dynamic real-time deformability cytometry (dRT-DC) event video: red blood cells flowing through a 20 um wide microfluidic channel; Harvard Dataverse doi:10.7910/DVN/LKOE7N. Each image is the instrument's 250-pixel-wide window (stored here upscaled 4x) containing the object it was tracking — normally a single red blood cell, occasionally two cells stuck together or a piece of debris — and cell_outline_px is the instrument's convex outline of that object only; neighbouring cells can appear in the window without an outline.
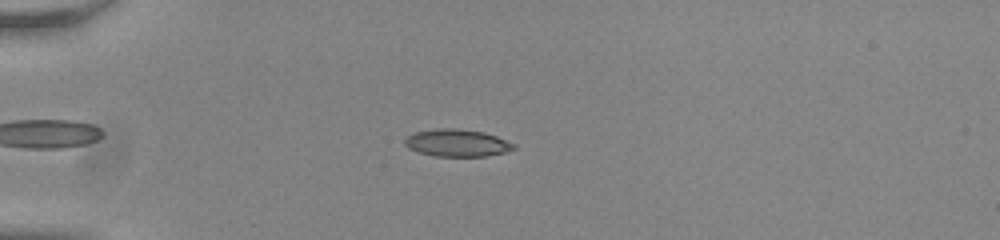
{"species": "common noctule bat (a hibernating species)", "species_latin": "Nyctalus noctula", "temperature_condition": "room temperature", "stored_images_in_passage": 55, "camera_frame_rate_fps": 3000, "um_per_image_px": 0.085, "animal": {"sex": "male", "body_mass_g": 20.0, "forearm_length_mm": 53.3}, "frame": {"image": 1, "passage_image": 16, "time_ms": 5.0, "image_size_px": [1000, 240], "cell_outline_px": [[516, 148], [504, 152], [488, 156], [436, 156], [416, 152], [408, 148], [404, 144], [404, 140], [408, 136], [416, 132], [440, 128], [456, 128], [484, 132], [496, 136], [516, 144]], "centroid_in_image_um": [38.85, 12.15], "position_along_channel_um": 46.1, "area_um2": 17.34}}
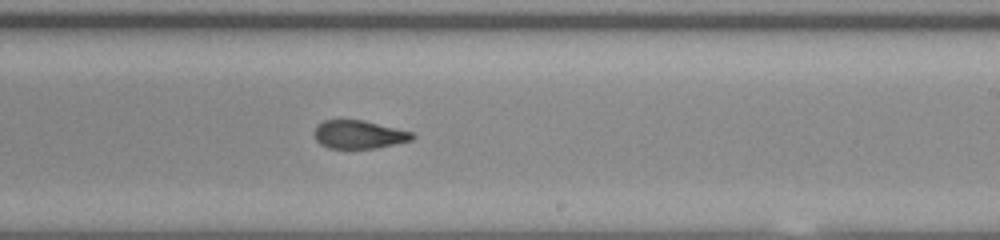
{"frame": {"image": 2, "passage_image": 35, "time_ms": 11.333, "image_size_px": [1000, 240], "cell_outline_px": [[416, 136], [412, 140], [376, 148], [328, 148], [320, 144], [316, 140], [316, 124], [324, 120], [364, 120], [412, 132]], "centroid_in_image_um": [30.51, 11.43], "position_along_channel_um": 258.5, "area_um2": 16.01}}
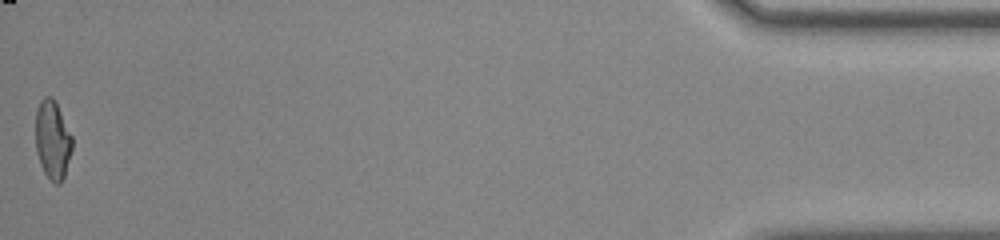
{"frame": {"image": 3, "passage_image": 55, "time_ms": 18.0, "image_size_px": [1000, 240], "cell_outline_px": [[72, 148], [64, 176], [60, 184], [56, 184], [44, 172], [40, 164], [36, 152], [36, 112], [40, 100], [44, 96], [52, 96], [72, 136]], "centroid_in_image_um": [4.45, 11.88], "position_along_channel_um": 430.7, "area_um2": 16.53}, "authors_computed_cell_mechanics": {"area_um2": 16.9932, "velocity_mm_per_s": 3.85, "shape_relaxation_time_tau1_ms": null, "shape_relaxation_time_tau2_ms": 2.1504, "deformation_change_tau1": null, "deformation_change_tau2": 0.0824}}